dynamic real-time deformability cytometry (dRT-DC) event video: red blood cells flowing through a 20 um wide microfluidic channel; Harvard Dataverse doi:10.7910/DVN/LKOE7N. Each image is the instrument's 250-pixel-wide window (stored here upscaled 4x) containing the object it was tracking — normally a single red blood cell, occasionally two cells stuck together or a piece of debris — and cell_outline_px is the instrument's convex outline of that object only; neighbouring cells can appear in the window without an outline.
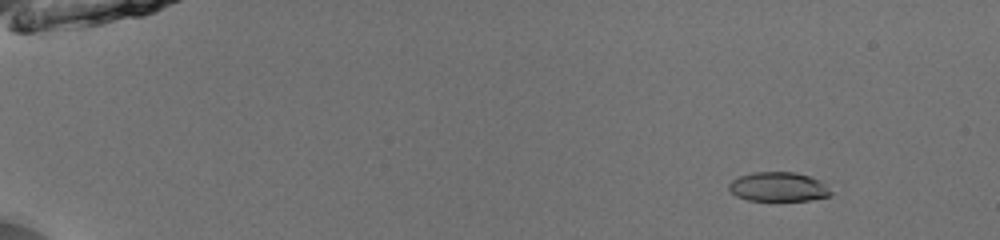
{"species": "common noctule bat (a hibernating species)", "species_latin": "Nyctalus noctula", "temperature_condition": "room temperature", "stored_images_in_passage": 52, "camera_frame_rate_fps": 3000, "um_per_image_px": 0.085, "animal": {"sex": "male", "body_mass_g": 13.0, "forearm_length_mm": 53.1}, "frame": {"image": 1, "passage_image": 6, "time_ms": 1.667, "image_size_px": [1000, 240], "cell_outline_px": [[832, 192], [828, 196], [808, 200], [748, 200], [736, 196], [728, 188], [728, 184], [732, 180], [740, 176], [752, 172], [796, 172], [824, 180]], "centroid_in_image_um": [66.19, 15.86], "position_along_channel_um": 18.8, "area_um2": 17.51}}
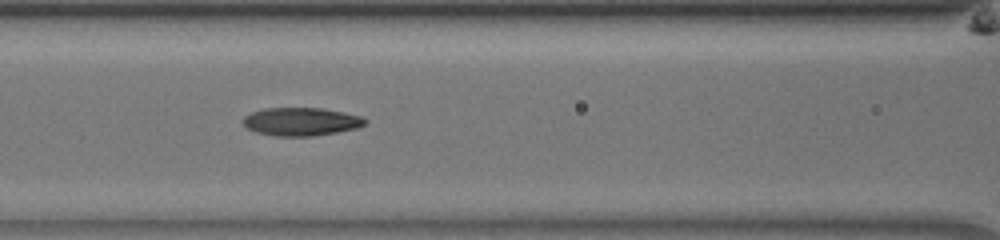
{"frame": {"image": 2, "passage_image": 25, "time_ms": 8.0, "image_size_px": [1000, 240], "cell_outline_px": [[368, 124], [356, 128], [336, 132], [312, 136], [276, 136], [256, 132], [248, 128], [244, 124], [244, 116], [252, 112], [264, 108], [324, 108], [364, 116], [368, 120]], "centroid_in_image_um": [25.66, 10.33], "position_along_channel_um": 140.9, "area_um2": 20.11}}
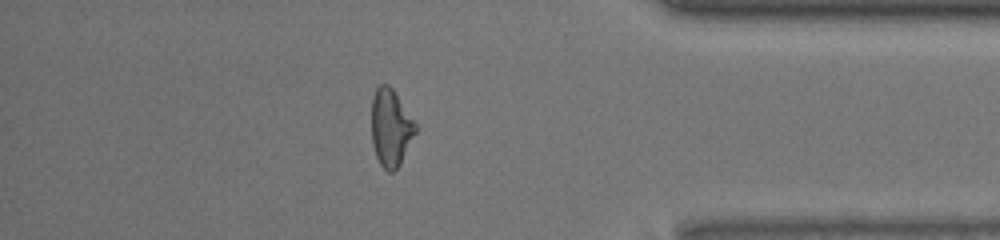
{"frame": {"image": 3, "passage_image": 46, "time_ms": 15.0, "image_size_px": [1000, 240], "cell_outline_px": [[416, 132], [400, 164], [392, 172], [388, 172], [380, 164], [376, 156], [372, 144], [372, 96], [376, 88], [380, 84], [388, 84], [392, 88], [416, 124]], "centroid_in_image_um": [33.19, 10.85], "position_along_channel_um": 402.0, "area_um2": 19.59}, "authors_computed_cell_mechanics": {"area_um2": 19.652, "velocity_mm_per_s": 3.9975, "shape_relaxation_time_tau1_ms": 6.1797, "shape_relaxation_time_tau2_ms": 2.8498, "deformation_change_tau1": 0.202, "deformation_change_tau2": 0.0847}}